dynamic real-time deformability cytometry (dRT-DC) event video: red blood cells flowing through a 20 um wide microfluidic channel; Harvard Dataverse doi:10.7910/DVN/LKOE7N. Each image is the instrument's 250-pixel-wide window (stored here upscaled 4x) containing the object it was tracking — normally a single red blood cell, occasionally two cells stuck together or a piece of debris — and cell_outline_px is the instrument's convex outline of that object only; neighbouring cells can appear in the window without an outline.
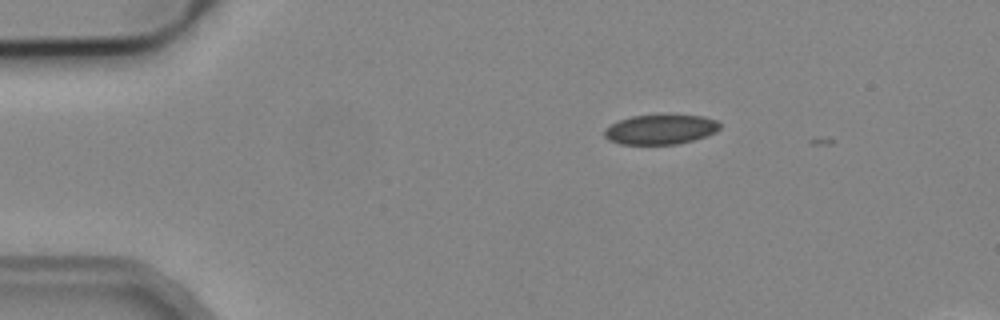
{"species": "common noctule bat (a hibernating species)", "species_latin": "Nyctalus noctula", "temperature_condition": "cold", "stored_images_in_passage": 4, "camera_frame_rate_fps": 3000, "um_per_image_px": 0.085, "animal": {"sex": "male", "body_mass_g": 19.2, "forearm_length_mm": 51.8}, "frame": {"image": 1, "passage_image": 1, "time_ms": 0.0, "image_size_px": [1000, 320], "cell_outline_px": [[720, 128], [716, 132], [680, 144], [620, 144], [608, 140], [604, 136], [604, 128], [620, 120], [632, 116], [664, 112], [704, 116], [716, 120], [720, 124]], "centroid_in_image_um": [56.15, 10.95], "position_along_channel_um": 28.9, "area_um2": 20.75}}